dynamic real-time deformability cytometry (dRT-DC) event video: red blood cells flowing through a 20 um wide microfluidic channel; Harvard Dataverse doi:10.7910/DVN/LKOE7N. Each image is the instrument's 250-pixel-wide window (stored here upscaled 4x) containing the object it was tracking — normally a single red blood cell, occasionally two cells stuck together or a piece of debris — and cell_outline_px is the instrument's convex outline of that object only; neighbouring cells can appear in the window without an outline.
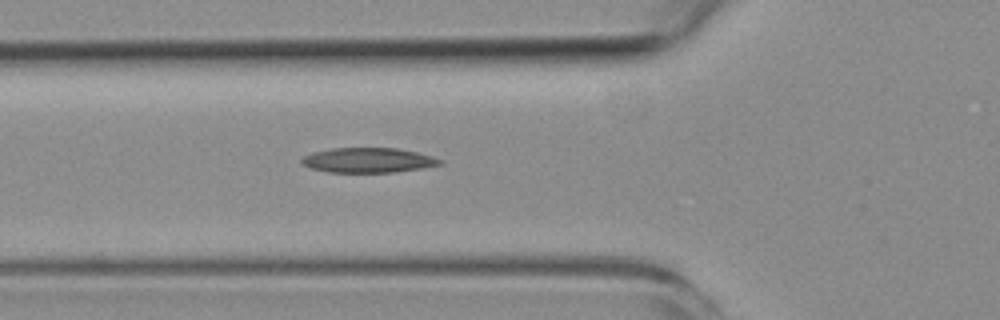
{"species": "common noctule bat (a hibernating species)", "species_latin": "Nyctalus noctula", "temperature_condition": "room temperature", "stored_images_in_passage": 6, "camera_frame_rate_fps": 3000, "um_per_image_px": 0.085, "animal": {"sex": "female", "body_mass_g": 19.3, "forearm_length_mm": 54.1}, "frame": {"image": 1, "passage_image": 6, "time_ms": 5.667, "image_size_px": [1000, 320], "cell_outline_px": [[444, 164], [420, 168], [392, 172], [328, 172], [312, 168], [304, 164], [300, 160], [304, 156], [312, 152], [332, 148], [396, 148], [416, 152], [432, 156], [444, 160]], "centroid_in_image_um": [31.32, 13.61], "position_along_channel_um": 94.5, "area_um2": 19.88}}